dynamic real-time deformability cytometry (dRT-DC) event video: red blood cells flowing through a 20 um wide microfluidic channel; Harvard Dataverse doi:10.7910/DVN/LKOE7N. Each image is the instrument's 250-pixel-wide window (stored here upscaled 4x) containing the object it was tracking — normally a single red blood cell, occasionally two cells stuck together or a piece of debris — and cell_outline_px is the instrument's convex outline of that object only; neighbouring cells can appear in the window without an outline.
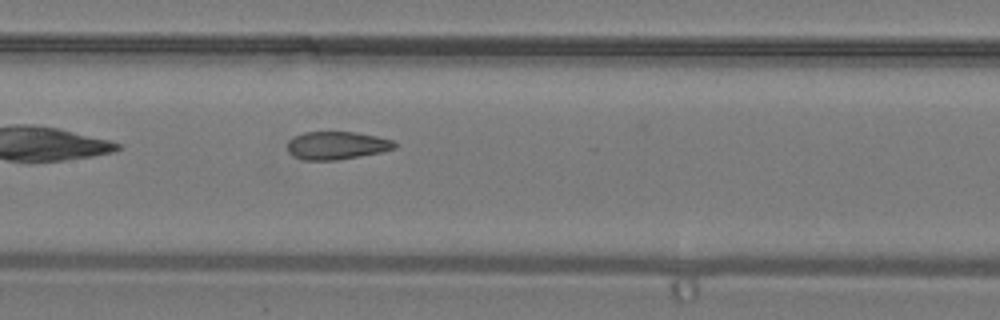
{"species": "common noctule bat (a hibernating species)", "species_latin": "Nyctalus noctula", "temperature_condition": "warm", "stored_images_in_passage": 20, "camera_frame_rate_fps": 3000, "um_per_image_px": 0.085, "animal": {"sex": "male", "body_mass_g": 19.2, "forearm_length_mm": 51.8}, "frame": {"image": 1, "passage_image": 9, "time_ms": 2.667, "image_size_px": [1000, 320], "cell_outline_px": [[396, 148], [380, 152], [360, 156], [336, 160], [304, 160], [292, 156], [288, 152], [288, 140], [304, 132], [356, 132], [376, 136], [392, 140], [396, 144]], "centroid_in_image_um": [28.6, 12.37], "position_along_channel_um": 178.8, "area_um2": 17.4}}
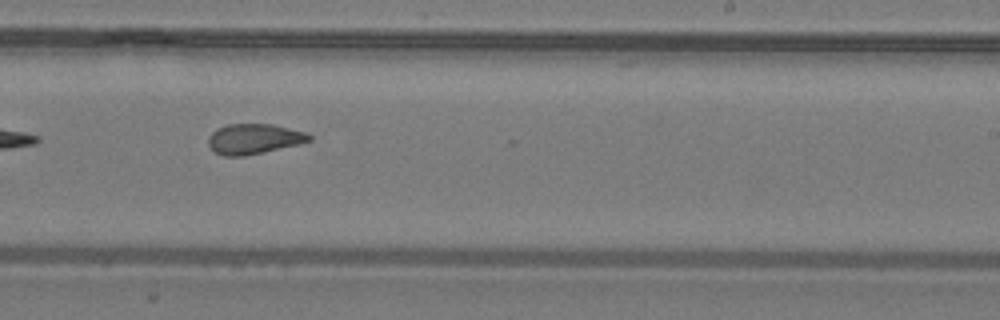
{"frame": {"image": 2, "passage_image": 14, "time_ms": 4.333, "image_size_px": [1000, 320], "cell_outline_px": [[312, 140], [264, 152], [244, 156], [224, 156], [216, 152], [208, 144], [208, 136], [216, 128], [228, 124], [272, 124], [304, 132], [312, 136]], "centroid_in_image_um": [21.54, 11.8], "position_along_channel_um": 267.5, "area_um2": 17.57}}
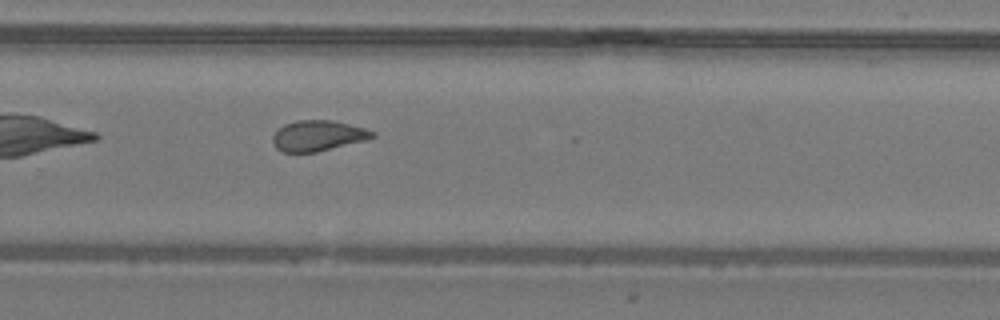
{"frame": {"image": 3, "passage_image": 16, "time_ms": 5.0, "image_size_px": [1000, 320], "cell_outline_px": [[376, 136], [368, 140], [316, 152], [280, 152], [276, 148], [272, 140], [272, 136], [284, 124], [296, 120], [332, 120], [364, 128], [376, 132]], "centroid_in_image_um": [27.04, 11.54], "position_along_channel_um": 302.8, "area_um2": 17.86}}